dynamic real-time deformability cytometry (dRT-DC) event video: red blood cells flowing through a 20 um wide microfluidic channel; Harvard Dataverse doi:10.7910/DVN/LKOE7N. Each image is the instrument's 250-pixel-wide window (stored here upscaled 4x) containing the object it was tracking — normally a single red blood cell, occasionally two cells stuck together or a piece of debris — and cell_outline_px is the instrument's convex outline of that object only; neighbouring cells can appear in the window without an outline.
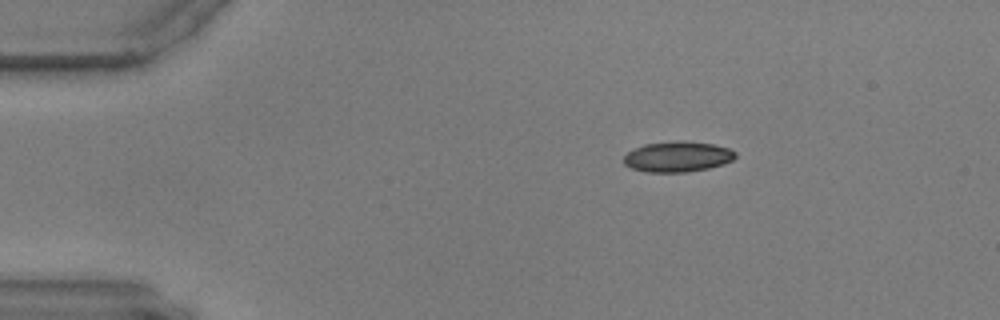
{"species": "common noctule bat (a hibernating species)", "species_latin": "Nyctalus noctula", "temperature_condition": "warm", "stored_images_in_passage": 28, "camera_frame_rate_fps": 3000, "um_per_image_px": 0.085, "animal": {"sex": "male", "body_mass_g": 17.9, "forearm_length_mm": 54.2}, "frame": {"image": 1, "passage_image": 1, "time_ms": 0.0, "image_size_px": [1000, 320], "cell_outline_px": [[736, 156], [732, 160], [724, 164], [708, 168], [688, 172], [644, 172], [632, 168], [624, 164], [624, 156], [628, 152], [644, 144], [680, 140], [684, 140], [712, 144], [728, 148], [736, 152]], "centroid_in_image_um": [57.6, 13.32], "position_along_channel_um": 27.4, "area_um2": 19.88}}
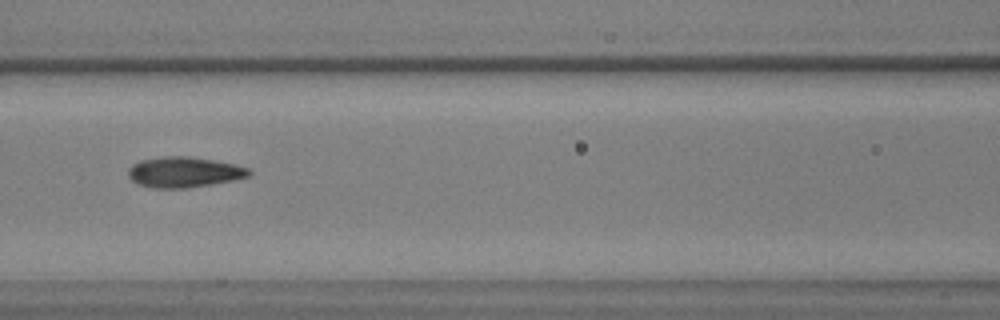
{"frame": {"image": 2, "passage_image": 17, "time_ms": 5.333, "image_size_px": [1000, 320], "cell_outline_px": [[252, 172], [248, 176], [232, 180], [212, 184], [188, 188], [152, 188], [136, 184], [128, 176], [128, 168], [132, 164], [140, 160], [164, 156], [188, 156], [236, 164], [248, 168]], "centroid_in_image_um": [15.6, 14.63], "position_along_channel_um": 151.0, "area_um2": 21.56}}
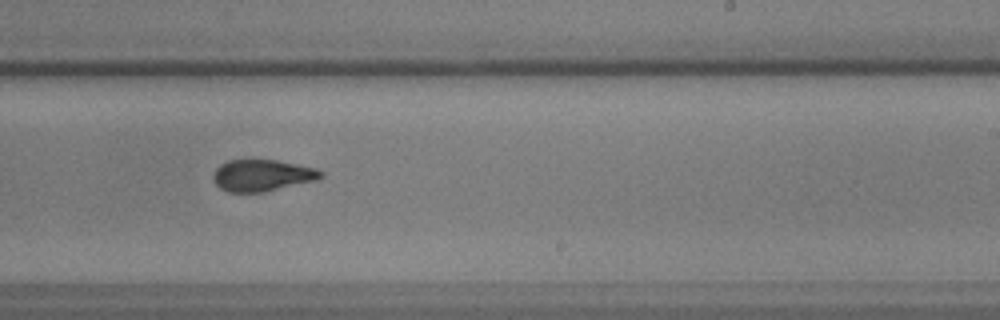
{"frame": {"image": 3, "passage_image": 27, "time_ms": 8.667, "image_size_px": [1000, 320], "cell_outline_px": [[324, 176], [320, 180], [264, 192], [228, 192], [220, 188], [212, 180], [212, 176], [216, 168], [220, 164], [228, 160], [276, 160], [316, 168], [324, 172]], "centroid_in_image_um": [22.31, 14.91], "position_along_channel_um": 266.7, "area_um2": 20.11}}